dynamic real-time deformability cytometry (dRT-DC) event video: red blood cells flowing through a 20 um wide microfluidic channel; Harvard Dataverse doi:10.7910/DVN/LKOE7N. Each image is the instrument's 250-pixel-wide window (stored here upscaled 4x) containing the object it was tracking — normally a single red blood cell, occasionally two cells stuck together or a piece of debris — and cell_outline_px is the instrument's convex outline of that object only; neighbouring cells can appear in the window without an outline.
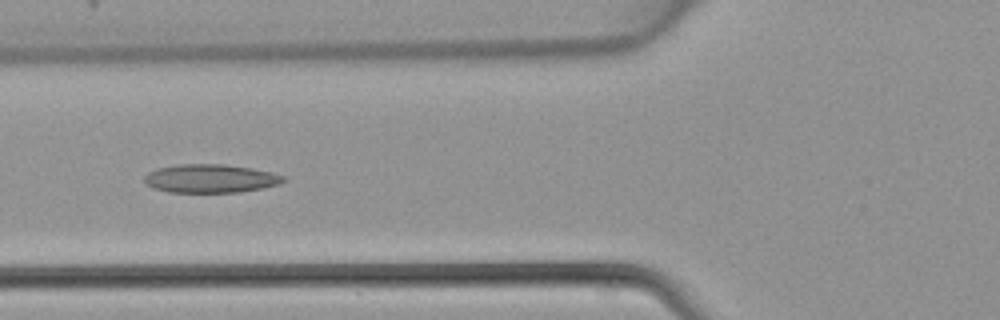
{"species": "common noctule bat (a hibernating species)", "species_latin": "Nyctalus noctula", "temperature_condition": "warm", "stored_images_in_passage": 45, "camera_frame_rate_fps": 3000, "um_per_image_px": 0.085, "animal": {"sex": "female", "body_mass_g": 22.7, "forearm_length_mm": 54.2}, "frame": {"image": 1, "passage_image": 16, "time_ms": 5.0, "image_size_px": [1000, 320], "cell_outline_px": [[288, 180], [280, 184], [260, 188], [236, 192], [168, 192], [152, 188], [144, 180], [144, 176], [148, 172], [156, 168], [180, 164], [224, 164], [252, 168], [272, 172], [284, 176]], "centroid_in_image_um": [17.89, 15.16], "position_along_channel_um": 107.9, "area_um2": 23.12}}
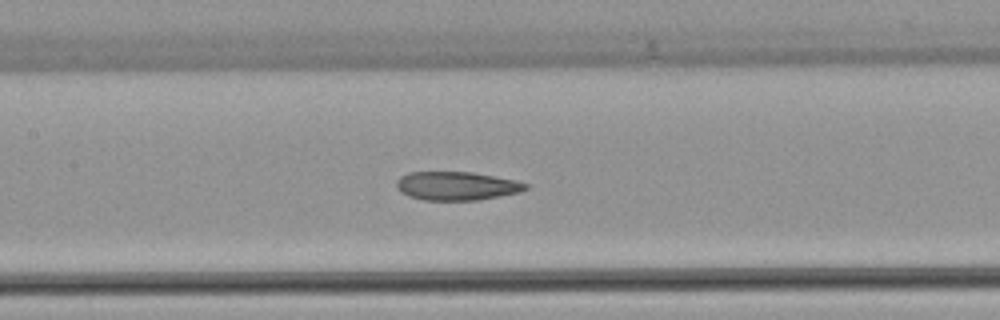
{"frame": {"image": 2, "passage_image": 20, "time_ms": 6.333, "image_size_px": [1000, 320], "cell_outline_px": [[528, 188], [520, 192], [476, 200], [424, 200], [408, 196], [400, 192], [396, 188], [396, 180], [400, 176], [408, 172], [472, 172], [516, 180], [528, 184]], "centroid_in_image_um": [38.78, 15.8], "position_along_channel_um": 168.6, "area_um2": 21.56}}
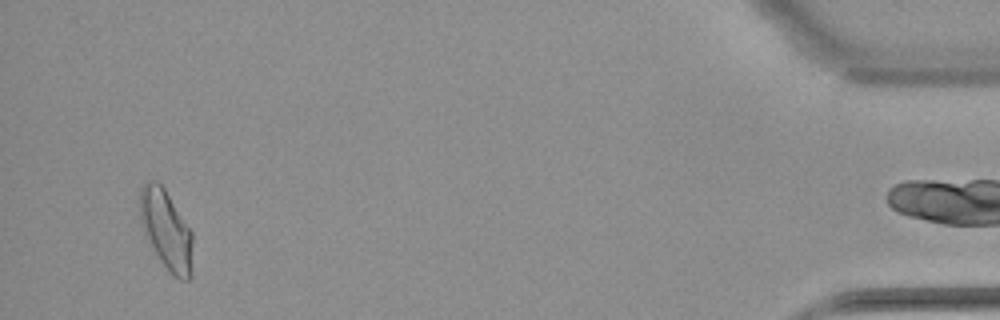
{"frame": {"image": 3, "passage_image": 42, "time_ms": 13.667, "image_size_px": [1000, 320], "cell_outline_px": [[192, 276], [188, 280], [180, 280], [168, 272], [160, 260], [144, 232], [140, 220], [140, 188], [144, 180], [156, 180], [164, 188], [192, 232]], "centroid_in_image_um": [14.13, 19.54], "position_along_channel_um": 421.1, "area_um2": 24.45}}